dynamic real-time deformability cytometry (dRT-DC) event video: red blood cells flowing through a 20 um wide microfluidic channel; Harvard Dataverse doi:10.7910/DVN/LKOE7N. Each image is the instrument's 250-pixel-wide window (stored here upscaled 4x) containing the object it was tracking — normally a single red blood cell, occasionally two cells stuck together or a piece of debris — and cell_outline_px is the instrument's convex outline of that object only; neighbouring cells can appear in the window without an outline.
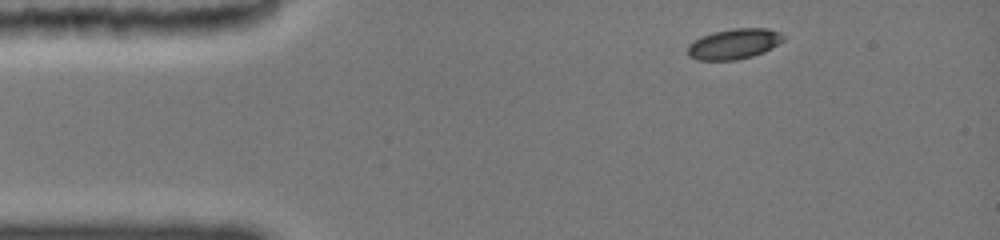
{"species": "common noctule bat (a hibernating species)", "species_latin": "Nyctalus noctula", "temperature_condition": "cold", "stored_images_in_passage": 50, "camera_frame_rate_fps": 3000, "um_per_image_px": 0.085, "animal": {"sex": "female", "body_mass_g": 19.0, "forearm_length_mm": 51.5}, "frame": {"image": 1, "passage_image": 1, "time_ms": 0.0, "image_size_px": [1000, 240], "cell_outline_px": [[784, 40], [772, 48], [764, 52], [752, 56], [736, 60], [696, 60], [688, 56], [688, 44], [700, 36], [712, 32], [732, 28], [768, 28], [780, 32], [784, 36]], "centroid_in_image_um": [62.38, 3.72], "position_along_channel_um": 22.6, "area_um2": 17.17}}
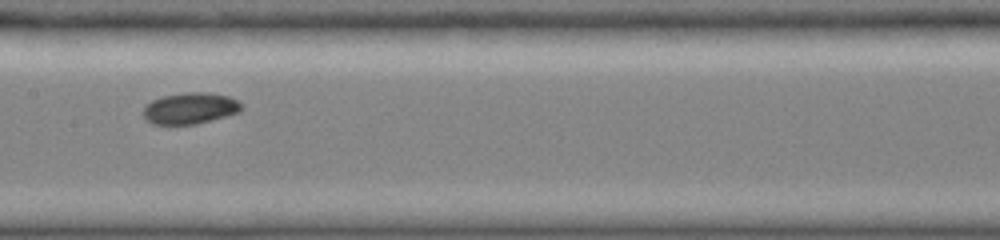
{"frame": {"image": 2, "passage_image": 20, "time_ms": 6.0, "image_size_px": [1000, 240], "cell_outline_px": [[240, 112], [196, 124], [156, 124], [148, 120], [144, 116], [144, 104], [160, 96], [184, 92], [208, 92], [228, 96], [240, 100]], "centroid_in_image_um": [16.15, 9.18], "position_along_channel_um": 191.2, "area_um2": 17.92}}
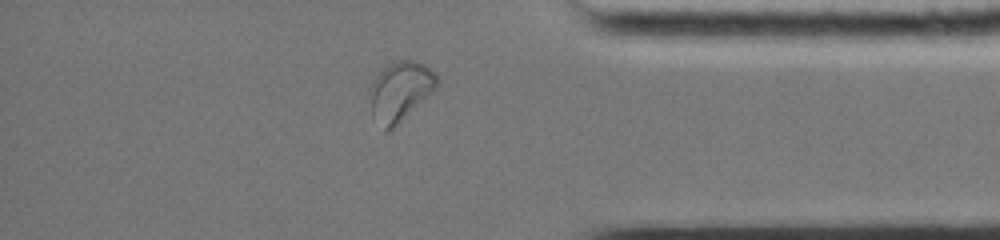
{"frame": {"image": 3, "passage_image": 41, "time_ms": 11.667, "image_size_px": [1000, 240], "cell_outline_px": [[440, 84], [428, 96], [392, 128], [384, 132], [372, 116], [368, 88], [376, 76], [388, 64], [400, 60], [412, 60], [424, 64], [432, 68], [436, 72], [440, 80]], "centroid_in_image_um": [34.02, 7.73], "position_along_channel_um": 401.2, "area_um2": 23.35}, "authors_computed_cell_mechanics": {"area_um2": 17.5712, "velocity_mm_per_s": 3.8371, "shape_relaxation_time_tau1_ms": 2.1383, "shape_relaxation_time_tau2_ms": null, "deformation_change_tau1": 0.0828, "deformation_change_tau2": null}}